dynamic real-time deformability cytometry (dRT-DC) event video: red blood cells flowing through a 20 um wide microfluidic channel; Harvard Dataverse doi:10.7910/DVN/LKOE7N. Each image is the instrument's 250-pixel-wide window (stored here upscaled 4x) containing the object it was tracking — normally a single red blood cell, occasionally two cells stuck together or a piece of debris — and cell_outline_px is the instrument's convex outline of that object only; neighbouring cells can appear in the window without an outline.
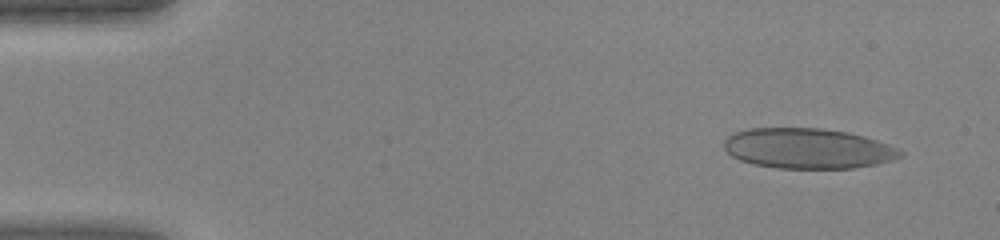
{"species": "human", "species_latin": "Homo sapiens", "temperature_condition": "warm", "stored_images_in_passage": 44, "camera_frame_rate_fps": 3000, "um_per_image_px": 0.085, "donor": {"sex": "female"}, "frame": {"image": 1, "passage_image": 3, "time_ms": 0.667, "image_size_px": [1000, 240], "cell_outline_px": [[904, 156], [892, 160], [876, 164], [852, 168], [776, 168], [752, 164], [740, 160], [732, 156], [724, 148], [724, 140], [728, 136], [736, 132], [748, 128], [820, 128], [848, 132], [864, 136], [900, 148], [904, 152]], "centroid_in_image_um": [68.68, 12.62], "position_along_channel_um": 16.3, "area_um2": 41.56}}
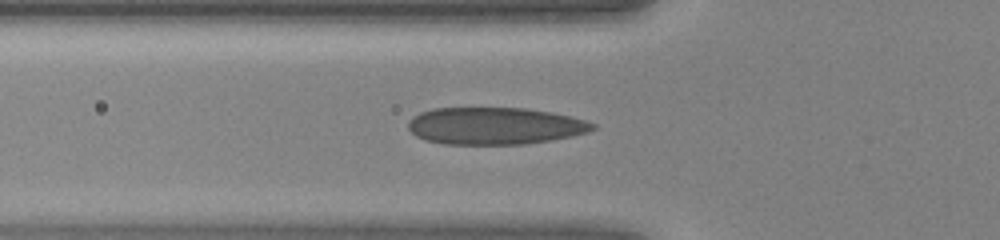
{"frame": {"image": 2, "passage_image": 15, "time_ms": 4.667, "image_size_px": [1000, 240], "cell_outline_px": [[596, 128], [588, 132], [572, 136], [524, 144], [444, 144], [424, 140], [416, 136], [408, 128], [408, 120], [412, 116], [420, 112], [432, 108], [528, 108], [552, 112], [572, 116], [596, 124]], "centroid_in_image_um": [42.04, 10.69], "position_along_channel_um": 83.8, "area_um2": 40.11}}
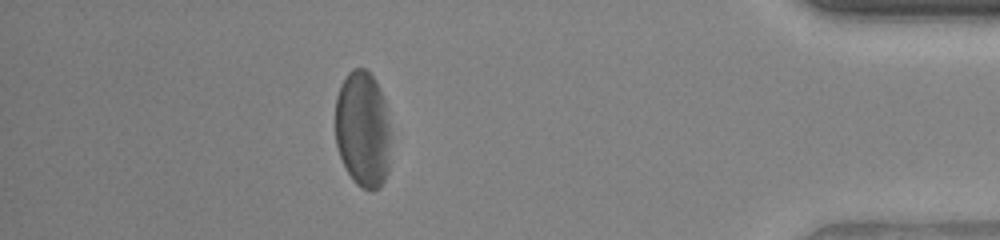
{"frame": {"image": 3, "passage_image": 39, "time_ms": 12.667, "image_size_px": [1000, 240], "cell_outline_px": [[388, 172], [380, 188], [372, 192], [360, 188], [352, 180], [340, 156], [336, 144], [336, 96], [340, 84], [348, 72], [352, 68], [364, 68], [376, 80], [380, 88], [384, 100], [388, 120]], "centroid_in_image_um": [30.81, 10.99], "position_along_channel_um": 404.4, "area_um2": 37.63}}